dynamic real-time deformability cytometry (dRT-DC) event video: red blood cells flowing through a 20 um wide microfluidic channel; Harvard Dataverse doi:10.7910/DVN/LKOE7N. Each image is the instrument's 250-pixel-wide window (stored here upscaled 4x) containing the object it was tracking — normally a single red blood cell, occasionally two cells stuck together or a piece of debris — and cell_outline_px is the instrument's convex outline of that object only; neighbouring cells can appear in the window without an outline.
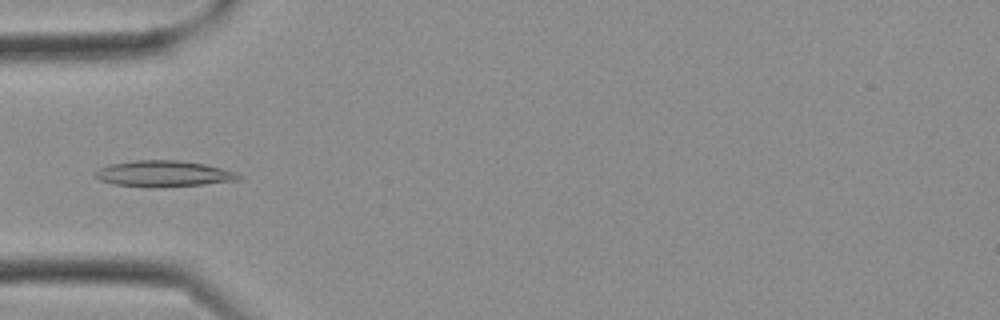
{"species": "Egyptian fruit bat (a non-hibernating species)", "species_latin": "Rousettus aegyptiacus", "temperature_condition": "cold", "stored_images_in_passage": 16, "camera_frame_rate_fps": 3000, "um_per_image_px": 0.085, "frame": {"image": 1, "passage_image": 8, "time_ms": 2.333, "image_size_px": [1000, 320], "cell_outline_px": [[244, 176], [240, 180], [204, 184], [156, 188], [148, 188], [112, 184], [100, 180], [92, 176], [92, 172], [108, 164], [136, 160], [180, 160], [204, 164], [236, 172]], "centroid_in_image_um": [13.86, 14.78], "position_along_channel_um": 71.1, "area_um2": 22.25}}
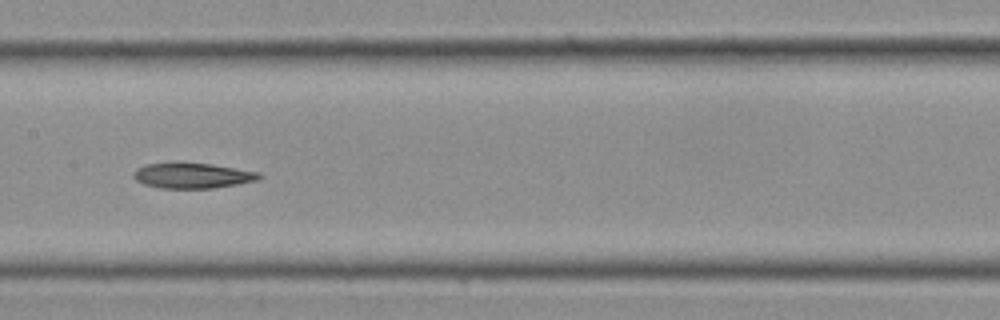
{"frame": {"image": 2, "passage_image": 13, "time_ms": 4.0, "image_size_px": [1000, 320], "cell_outline_px": [[264, 176], [260, 180], [212, 188], [160, 188], [144, 184], [136, 180], [132, 176], [132, 172], [136, 168], [144, 164], [172, 160], [180, 160], [212, 164], [260, 172]], "centroid_in_image_um": [16.31, 14.87], "position_along_channel_um": 191.1, "area_um2": 19.48}}
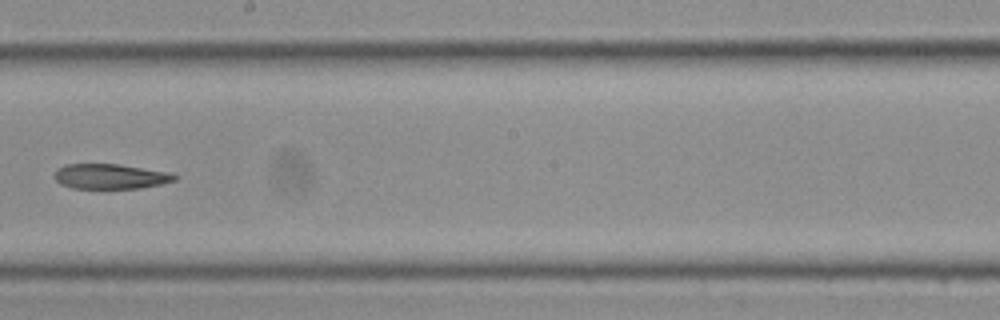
{"frame": {"image": 3, "passage_image": 15, "time_ms": 4.667, "image_size_px": [1000, 320], "cell_outline_px": [[180, 176], [176, 180], [160, 184], [140, 188], [72, 188], [60, 184], [52, 176], [56, 168], [64, 164], [120, 164], [172, 172]], "centroid_in_image_um": [9.38, 14.98], "position_along_channel_um": 238.8, "area_um2": 17.86}}